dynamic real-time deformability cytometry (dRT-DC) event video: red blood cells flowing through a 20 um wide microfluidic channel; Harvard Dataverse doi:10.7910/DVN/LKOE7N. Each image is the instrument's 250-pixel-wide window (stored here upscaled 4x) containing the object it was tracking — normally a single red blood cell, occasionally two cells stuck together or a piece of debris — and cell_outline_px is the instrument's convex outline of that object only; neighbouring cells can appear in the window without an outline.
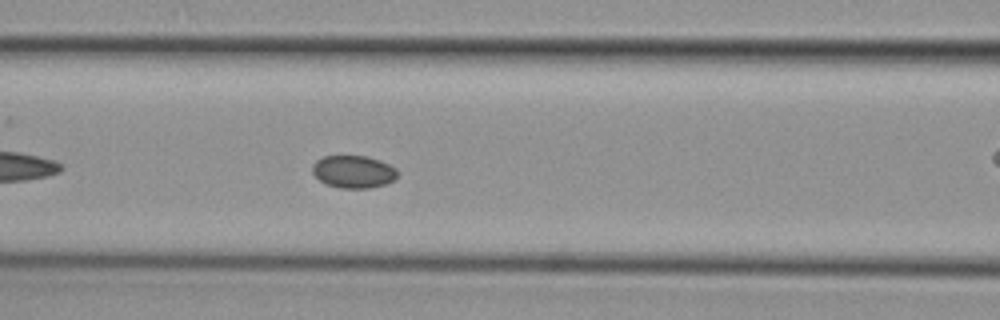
{"species": "common noctule bat (a hibernating species)", "species_latin": "Nyctalus noctula", "temperature_condition": "cold", "stored_images_in_passage": 32, "camera_frame_rate_fps": 3000, "um_per_image_px": 0.085, "animal": {"sex": "female", "body_mass_g": 29.2, "forearm_length_mm": 56.3}, "frame": {"image": 1, "passage_image": 10, "time_ms": 3.0, "image_size_px": [1000, 320], "cell_outline_px": [[396, 176], [392, 180], [384, 184], [368, 188], [340, 188], [324, 184], [312, 172], [312, 164], [316, 160], [324, 156], [368, 156], [380, 160], [396, 168]], "centroid_in_image_um": [30.0, 14.59], "position_along_channel_um": 136.6, "area_um2": 16.07}}
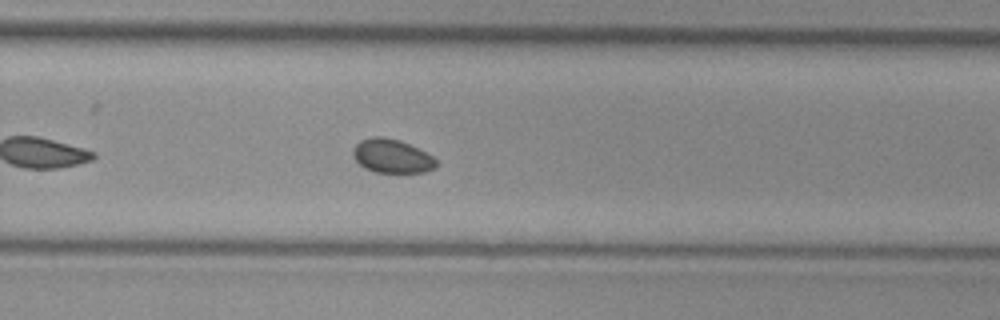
{"frame": {"image": 2, "passage_image": 23, "time_ms": 7.333, "image_size_px": [1000, 320], "cell_outline_px": [[436, 168], [424, 172], [372, 172], [364, 168], [352, 156], [352, 148], [360, 140], [372, 136], [384, 136], [408, 144], [432, 156], [436, 160]], "centroid_in_image_um": [33.26, 13.27], "position_along_channel_um": 296.5, "area_um2": 16.3}}